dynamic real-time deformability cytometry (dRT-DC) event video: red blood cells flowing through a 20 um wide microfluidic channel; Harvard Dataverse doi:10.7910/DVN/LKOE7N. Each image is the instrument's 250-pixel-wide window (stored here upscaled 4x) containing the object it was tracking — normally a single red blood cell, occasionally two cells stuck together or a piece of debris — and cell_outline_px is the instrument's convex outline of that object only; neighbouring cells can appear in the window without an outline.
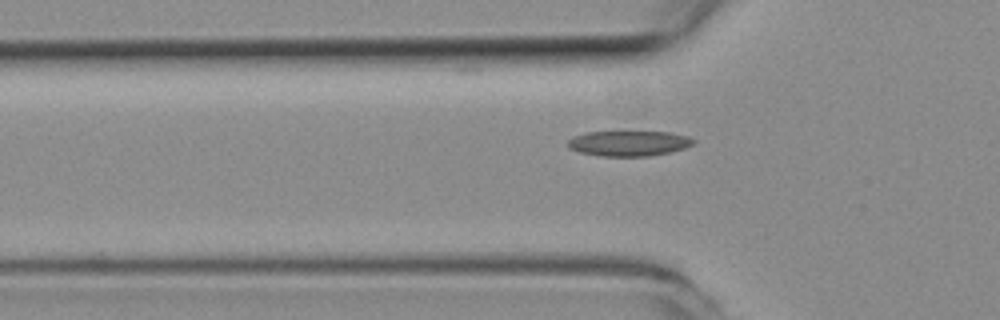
{"species": "common noctule bat (a hibernating species)", "species_latin": "Nyctalus noctula", "temperature_condition": "room temperature", "stored_images_in_passage": 38, "camera_frame_rate_fps": 3000, "um_per_image_px": 0.085, "animal": {"sex": "female", "body_mass_g": 19.3, "forearm_length_mm": 54.1}, "frame": {"image": 1, "passage_image": 6, "time_ms": 1.667, "image_size_px": [1000, 320], "cell_outline_px": [[696, 140], [692, 144], [684, 148], [668, 152], [648, 156], [600, 156], [580, 152], [568, 148], [568, 140], [572, 136], [588, 132], [668, 132], [688, 136]], "centroid_in_image_um": [53.42, 12.18], "position_along_channel_um": 72.4, "area_um2": 18.38}}
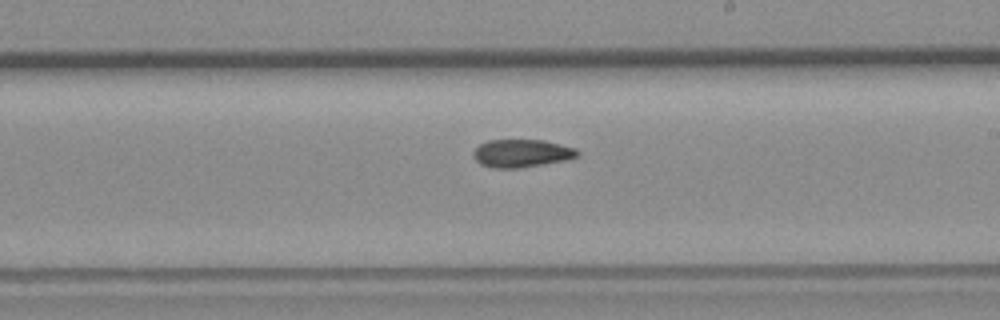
{"frame": {"image": 2, "passage_image": 19, "time_ms": 6.0, "image_size_px": [1000, 320], "cell_outline_px": [[580, 156], [564, 160], [520, 168], [492, 168], [480, 164], [472, 156], [472, 152], [480, 144], [488, 140], [544, 140], [576, 148], [580, 152]], "centroid_in_image_um": [44.33, 13.03], "position_along_channel_um": 244.7, "area_um2": 16.99}}
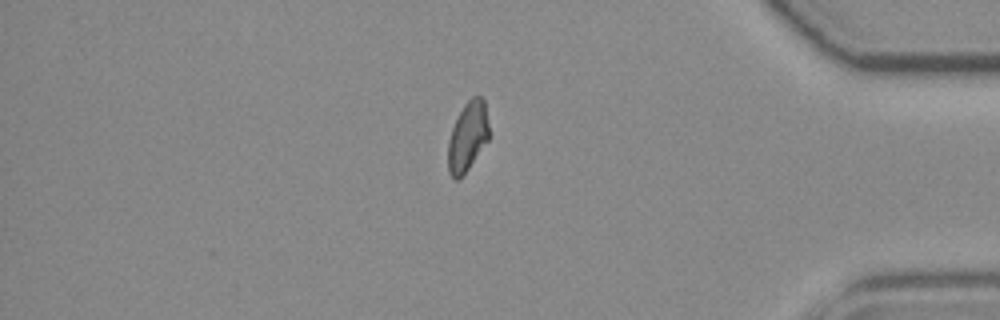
{"frame": {"image": 3, "passage_image": 33, "time_ms": 10.667, "image_size_px": [1000, 320], "cell_outline_px": [[488, 140], [460, 180], [456, 180], [448, 172], [448, 140], [452, 128], [464, 104], [472, 96], [480, 96], [484, 100], [488, 124]], "centroid_in_image_um": [39.73, 11.63], "position_along_channel_um": 395.5, "area_um2": 16.42}, "authors_computed_cell_mechanics": {"area_um2": 17.0799, "velocity_mm_per_s": 3.9766, "shape_relaxation_time_tau1_ms": null, "shape_relaxation_time_tau2_ms": 5.4405, "deformation_change_tau1": null, "deformation_change_tau2": 0.0651}}